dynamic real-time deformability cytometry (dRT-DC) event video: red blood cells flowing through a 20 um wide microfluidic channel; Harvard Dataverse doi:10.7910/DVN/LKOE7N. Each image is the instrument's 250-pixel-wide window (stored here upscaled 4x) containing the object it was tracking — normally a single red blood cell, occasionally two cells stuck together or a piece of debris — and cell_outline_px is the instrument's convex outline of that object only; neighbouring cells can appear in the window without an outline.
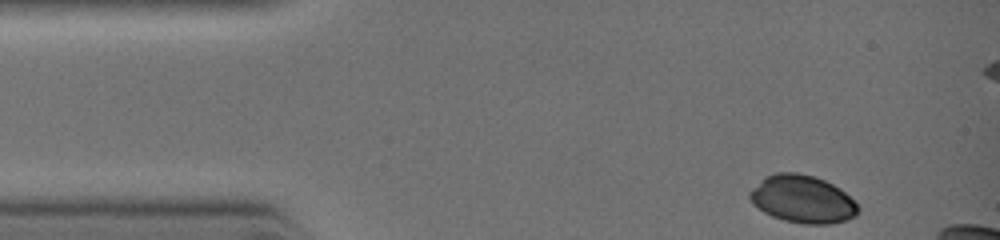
{"species": "common noctule bat (a hibernating species)", "species_latin": "Nyctalus noctula", "temperature_condition": "warm", "stored_images_in_passage": 5, "camera_frame_rate_fps": 3000, "um_per_image_px": 0.085, "animal": {"sex": "female", "body_mass_g": 19.0, "forearm_length_mm": 51.5}, "frame": {"image": 1, "passage_image": 1, "time_ms": 0.0, "image_size_px": [1000, 240], "cell_outline_px": [[860, 212], [856, 216], [848, 220], [828, 224], [804, 224], [784, 220], [772, 216], [764, 212], [752, 204], [748, 196], [748, 192], [764, 176], [776, 172], [796, 172], [812, 176], [824, 180], [840, 188], [860, 208]], "centroid_in_image_um": [68.19, 16.93], "position_along_channel_um": 16.8, "area_um2": 30.23}}